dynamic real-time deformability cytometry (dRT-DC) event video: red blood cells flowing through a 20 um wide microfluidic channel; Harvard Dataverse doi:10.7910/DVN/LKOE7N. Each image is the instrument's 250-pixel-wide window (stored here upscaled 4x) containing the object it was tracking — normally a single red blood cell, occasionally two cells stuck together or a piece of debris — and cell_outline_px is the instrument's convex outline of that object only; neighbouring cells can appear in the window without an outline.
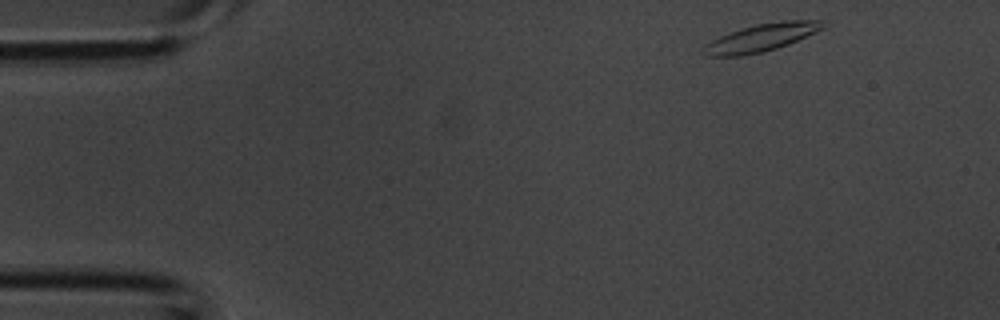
{"species": "common noctule bat (a hibernating species)", "species_latin": "Nyctalus noctula", "temperature_condition": "room temperature", "stored_images_in_passage": 3, "camera_frame_rate_fps": 3000, "um_per_image_px": 0.085, "animal": {"sex": "male", "body_mass_g": 20.1, "forearm_length_mm": 53.5}, "frame": {"image": 1, "passage_image": 3, "time_ms": 0.667, "image_size_px": [1000, 320], "cell_outline_px": [[824, 28], [816, 32], [788, 44], [764, 52], [744, 56], [704, 56], [700, 52], [712, 40], [720, 36], [740, 28], [756, 24], [784, 20], [820, 20]], "centroid_in_image_um": [64.68, 3.21], "position_along_channel_um": 20.3, "area_um2": 19.13}}